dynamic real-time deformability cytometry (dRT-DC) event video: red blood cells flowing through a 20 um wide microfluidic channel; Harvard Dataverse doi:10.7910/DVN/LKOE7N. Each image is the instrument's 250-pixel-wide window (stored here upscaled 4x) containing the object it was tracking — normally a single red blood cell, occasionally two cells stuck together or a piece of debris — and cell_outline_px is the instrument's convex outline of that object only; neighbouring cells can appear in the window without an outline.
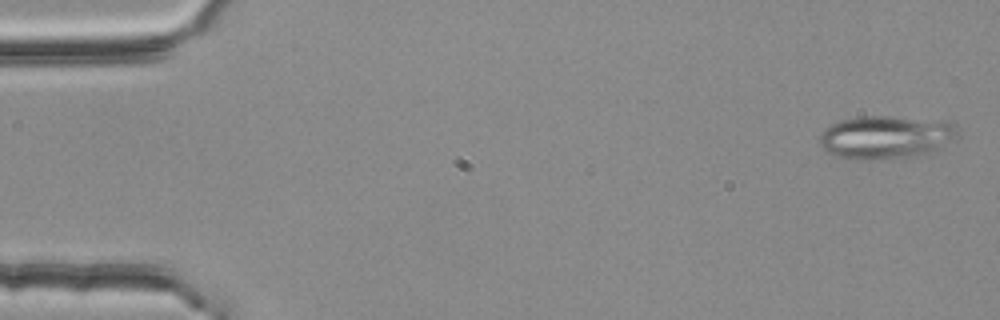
{"species": "common noctule bat (a hibernating species)", "species_latin": "Nyctalus noctula", "temperature_condition": "room temperature", "stored_images_in_passage": 12, "camera_frame_rate_fps": 3000, "um_per_image_px": 0.085, "animal": {"sex": "female", "body_mass_g": 25.1}, "frame": {"image": 1, "passage_image": 1, "time_ms": 0.0, "image_size_px": [1000, 320], "cell_outline_px": [[956, 124], [952, 136], [940, 148], [924, 156], [884, 160], [848, 160], [836, 156], [828, 152], [820, 144], [820, 136], [824, 128], [840, 120], [860, 116], [888, 116], [948, 120]], "centroid_in_image_um": [75.26, 11.68], "position_along_channel_um": 9.7, "area_um2": 35.2}}